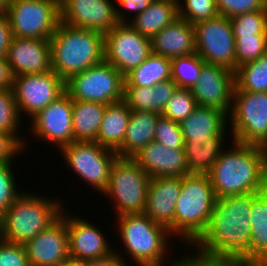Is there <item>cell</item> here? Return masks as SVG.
I'll use <instances>...</instances> for the list:
<instances>
[{"mask_svg": "<svg viewBox=\"0 0 267 266\" xmlns=\"http://www.w3.org/2000/svg\"><path fill=\"white\" fill-rule=\"evenodd\" d=\"M258 194L216 200L207 229L187 250L196 249L186 253L188 266H250L249 220Z\"/></svg>", "mask_w": 267, "mask_h": 266, "instance_id": "6da1fadb", "label": "cell"}, {"mask_svg": "<svg viewBox=\"0 0 267 266\" xmlns=\"http://www.w3.org/2000/svg\"><path fill=\"white\" fill-rule=\"evenodd\" d=\"M232 142L208 173L217 199L267 189V158L261 146Z\"/></svg>", "mask_w": 267, "mask_h": 266, "instance_id": "7a4b0ae2", "label": "cell"}, {"mask_svg": "<svg viewBox=\"0 0 267 266\" xmlns=\"http://www.w3.org/2000/svg\"><path fill=\"white\" fill-rule=\"evenodd\" d=\"M118 237L126 255L137 266H188L186 255L167 262L173 238L169 229L150 219L145 213L124 214L115 217ZM166 259V260H165ZM167 263L166 265L164 263ZM170 262V265L168 264Z\"/></svg>", "mask_w": 267, "mask_h": 266, "instance_id": "3957f363", "label": "cell"}, {"mask_svg": "<svg viewBox=\"0 0 267 266\" xmlns=\"http://www.w3.org/2000/svg\"><path fill=\"white\" fill-rule=\"evenodd\" d=\"M51 68L65 82L105 60L104 34L59 22L49 38Z\"/></svg>", "mask_w": 267, "mask_h": 266, "instance_id": "277c9868", "label": "cell"}, {"mask_svg": "<svg viewBox=\"0 0 267 266\" xmlns=\"http://www.w3.org/2000/svg\"><path fill=\"white\" fill-rule=\"evenodd\" d=\"M48 197L23 191L0 217V238L25 245L53 224L65 206L57 197Z\"/></svg>", "mask_w": 267, "mask_h": 266, "instance_id": "5b68a950", "label": "cell"}, {"mask_svg": "<svg viewBox=\"0 0 267 266\" xmlns=\"http://www.w3.org/2000/svg\"><path fill=\"white\" fill-rule=\"evenodd\" d=\"M216 200L208 174L184 175L176 203L174 238L190 248L207 229Z\"/></svg>", "mask_w": 267, "mask_h": 266, "instance_id": "8992f818", "label": "cell"}, {"mask_svg": "<svg viewBox=\"0 0 267 266\" xmlns=\"http://www.w3.org/2000/svg\"><path fill=\"white\" fill-rule=\"evenodd\" d=\"M150 179L133 158H116L110 169L109 183L102 193L110 197L114 217L144 213Z\"/></svg>", "mask_w": 267, "mask_h": 266, "instance_id": "52a82bcc", "label": "cell"}, {"mask_svg": "<svg viewBox=\"0 0 267 266\" xmlns=\"http://www.w3.org/2000/svg\"><path fill=\"white\" fill-rule=\"evenodd\" d=\"M228 118L229 144L262 146L267 141V92L233 91Z\"/></svg>", "mask_w": 267, "mask_h": 266, "instance_id": "ba28073f", "label": "cell"}, {"mask_svg": "<svg viewBox=\"0 0 267 266\" xmlns=\"http://www.w3.org/2000/svg\"><path fill=\"white\" fill-rule=\"evenodd\" d=\"M125 77L110 63L103 61L73 75L65 82L72 100L113 104L123 100Z\"/></svg>", "mask_w": 267, "mask_h": 266, "instance_id": "9c48e42d", "label": "cell"}, {"mask_svg": "<svg viewBox=\"0 0 267 266\" xmlns=\"http://www.w3.org/2000/svg\"><path fill=\"white\" fill-rule=\"evenodd\" d=\"M58 152L63 155L68 169L70 167L101 196L109 183L111 166L118 157L116 151L97 142H72Z\"/></svg>", "mask_w": 267, "mask_h": 266, "instance_id": "30bf717a", "label": "cell"}, {"mask_svg": "<svg viewBox=\"0 0 267 266\" xmlns=\"http://www.w3.org/2000/svg\"><path fill=\"white\" fill-rule=\"evenodd\" d=\"M6 14L13 37L49 39L60 22L59 0H12Z\"/></svg>", "mask_w": 267, "mask_h": 266, "instance_id": "8fae6325", "label": "cell"}, {"mask_svg": "<svg viewBox=\"0 0 267 266\" xmlns=\"http://www.w3.org/2000/svg\"><path fill=\"white\" fill-rule=\"evenodd\" d=\"M196 53L206 63L236 71L235 38L230 18L217 15L193 25Z\"/></svg>", "mask_w": 267, "mask_h": 266, "instance_id": "7c38bea8", "label": "cell"}, {"mask_svg": "<svg viewBox=\"0 0 267 266\" xmlns=\"http://www.w3.org/2000/svg\"><path fill=\"white\" fill-rule=\"evenodd\" d=\"M105 61L124 77L152 53L151 38L141 35L129 23H119L104 34Z\"/></svg>", "mask_w": 267, "mask_h": 266, "instance_id": "4fadbf2b", "label": "cell"}, {"mask_svg": "<svg viewBox=\"0 0 267 266\" xmlns=\"http://www.w3.org/2000/svg\"><path fill=\"white\" fill-rule=\"evenodd\" d=\"M20 116L30 119L65 91V81L53 70L41 74L15 76L12 84Z\"/></svg>", "mask_w": 267, "mask_h": 266, "instance_id": "5bb4252c", "label": "cell"}, {"mask_svg": "<svg viewBox=\"0 0 267 266\" xmlns=\"http://www.w3.org/2000/svg\"><path fill=\"white\" fill-rule=\"evenodd\" d=\"M72 106L73 100L65 91L55 101L51 102L46 108L39 111L32 117L29 125V134L35 136V140L47 141L57 149L63 148L74 142L72 126Z\"/></svg>", "mask_w": 267, "mask_h": 266, "instance_id": "9a60e30c", "label": "cell"}, {"mask_svg": "<svg viewBox=\"0 0 267 266\" xmlns=\"http://www.w3.org/2000/svg\"><path fill=\"white\" fill-rule=\"evenodd\" d=\"M60 21L72 27L109 32L119 24L113 0H59Z\"/></svg>", "mask_w": 267, "mask_h": 266, "instance_id": "2e32d148", "label": "cell"}, {"mask_svg": "<svg viewBox=\"0 0 267 266\" xmlns=\"http://www.w3.org/2000/svg\"><path fill=\"white\" fill-rule=\"evenodd\" d=\"M235 87V72L217 64L204 63L197 82L190 88L197 106L229 114Z\"/></svg>", "mask_w": 267, "mask_h": 266, "instance_id": "e0dca14e", "label": "cell"}, {"mask_svg": "<svg viewBox=\"0 0 267 266\" xmlns=\"http://www.w3.org/2000/svg\"><path fill=\"white\" fill-rule=\"evenodd\" d=\"M70 259L87 261L102 259L114 253V245L99 228L82 216L66 212ZM113 246V247H112Z\"/></svg>", "mask_w": 267, "mask_h": 266, "instance_id": "ac0fdd59", "label": "cell"}, {"mask_svg": "<svg viewBox=\"0 0 267 266\" xmlns=\"http://www.w3.org/2000/svg\"><path fill=\"white\" fill-rule=\"evenodd\" d=\"M24 246L29 266H60L69 260L66 212Z\"/></svg>", "mask_w": 267, "mask_h": 266, "instance_id": "d6986e66", "label": "cell"}, {"mask_svg": "<svg viewBox=\"0 0 267 266\" xmlns=\"http://www.w3.org/2000/svg\"><path fill=\"white\" fill-rule=\"evenodd\" d=\"M6 58L14 77L52 70L49 39L12 37Z\"/></svg>", "mask_w": 267, "mask_h": 266, "instance_id": "ffe728a7", "label": "cell"}, {"mask_svg": "<svg viewBox=\"0 0 267 266\" xmlns=\"http://www.w3.org/2000/svg\"><path fill=\"white\" fill-rule=\"evenodd\" d=\"M182 177L151 178L144 213L169 229L174 237L176 203L181 193Z\"/></svg>", "mask_w": 267, "mask_h": 266, "instance_id": "44dd1931", "label": "cell"}, {"mask_svg": "<svg viewBox=\"0 0 267 266\" xmlns=\"http://www.w3.org/2000/svg\"><path fill=\"white\" fill-rule=\"evenodd\" d=\"M133 159L150 178L189 174L184 149H168L156 141L146 145Z\"/></svg>", "mask_w": 267, "mask_h": 266, "instance_id": "7402d4cb", "label": "cell"}, {"mask_svg": "<svg viewBox=\"0 0 267 266\" xmlns=\"http://www.w3.org/2000/svg\"><path fill=\"white\" fill-rule=\"evenodd\" d=\"M152 52L170 60L196 53L193 24L176 18L151 38Z\"/></svg>", "mask_w": 267, "mask_h": 266, "instance_id": "603a6c76", "label": "cell"}, {"mask_svg": "<svg viewBox=\"0 0 267 266\" xmlns=\"http://www.w3.org/2000/svg\"><path fill=\"white\" fill-rule=\"evenodd\" d=\"M228 114L225 111L197 106L194 111L183 121L180 128L182 130L184 142L202 145L208 139L217 134L229 135ZM228 129V130H227Z\"/></svg>", "mask_w": 267, "mask_h": 266, "instance_id": "cb8c5ba5", "label": "cell"}, {"mask_svg": "<svg viewBox=\"0 0 267 266\" xmlns=\"http://www.w3.org/2000/svg\"><path fill=\"white\" fill-rule=\"evenodd\" d=\"M160 113L131 110L122 145L116 150L118 157L133 158L146 145L154 141L155 126Z\"/></svg>", "mask_w": 267, "mask_h": 266, "instance_id": "d4e9b609", "label": "cell"}, {"mask_svg": "<svg viewBox=\"0 0 267 266\" xmlns=\"http://www.w3.org/2000/svg\"><path fill=\"white\" fill-rule=\"evenodd\" d=\"M177 88V84L172 79L160 82L153 87L124 86L122 101L130 110L161 114Z\"/></svg>", "mask_w": 267, "mask_h": 266, "instance_id": "484cf974", "label": "cell"}, {"mask_svg": "<svg viewBox=\"0 0 267 266\" xmlns=\"http://www.w3.org/2000/svg\"><path fill=\"white\" fill-rule=\"evenodd\" d=\"M250 266H267V189L252 202Z\"/></svg>", "mask_w": 267, "mask_h": 266, "instance_id": "4316f807", "label": "cell"}, {"mask_svg": "<svg viewBox=\"0 0 267 266\" xmlns=\"http://www.w3.org/2000/svg\"><path fill=\"white\" fill-rule=\"evenodd\" d=\"M178 18L177 0H153L148 8L133 18L129 24L141 35L152 38Z\"/></svg>", "mask_w": 267, "mask_h": 266, "instance_id": "83f0119b", "label": "cell"}, {"mask_svg": "<svg viewBox=\"0 0 267 266\" xmlns=\"http://www.w3.org/2000/svg\"><path fill=\"white\" fill-rule=\"evenodd\" d=\"M106 104L73 100L74 142H96Z\"/></svg>", "mask_w": 267, "mask_h": 266, "instance_id": "f1b7e54d", "label": "cell"}, {"mask_svg": "<svg viewBox=\"0 0 267 266\" xmlns=\"http://www.w3.org/2000/svg\"><path fill=\"white\" fill-rule=\"evenodd\" d=\"M131 110L123 102L106 106L96 142L116 151L123 142L129 124Z\"/></svg>", "mask_w": 267, "mask_h": 266, "instance_id": "f546056e", "label": "cell"}, {"mask_svg": "<svg viewBox=\"0 0 267 266\" xmlns=\"http://www.w3.org/2000/svg\"><path fill=\"white\" fill-rule=\"evenodd\" d=\"M230 139L227 134H217L202 145L184 142V153L189 174H208L225 147V139Z\"/></svg>", "mask_w": 267, "mask_h": 266, "instance_id": "4dcf8cb0", "label": "cell"}, {"mask_svg": "<svg viewBox=\"0 0 267 266\" xmlns=\"http://www.w3.org/2000/svg\"><path fill=\"white\" fill-rule=\"evenodd\" d=\"M171 79V60L151 53L137 68L125 76L124 86L153 87Z\"/></svg>", "mask_w": 267, "mask_h": 266, "instance_id": "1f68e13d", "label": "cell"}, {"mask_svg": "<svg viewBox=\"0 0 267 266\" xmlns=\"http://www.w3.org/2000/svg\"><path fill=\"white\" fill-rule=\"evenodd\" d=\"M234 91L267 92V52L236 69Z\"/></svg>", "mask_w": 267, "mask_h": 266, "instance_id": "d6a6232c", "label": "cell"}, {"mask_svg": "<svg viewBox=\"0 0 267 266\" xmlns=\"http://www.w3.org/2000/svg\"><path fill=\"white\" fill-rule=\"evenodd\" d=\"M22 121L12 89H0V132L12 134L25 150L29 148V142L19 135L21 131L24 132L21 127Z\"/></svg>", "mask_w": 267, "mask_h": 266, "instance_id": "836d02e7", "label": "cell"}, {"mask_svg": "<svg viewBox=\"0 0 267 266\" xmlns=\"http://www.w3.org/2000/svg\"><path fill=\"white\" fill-rule=\"evenodd\" d=\"M204 63L197 53L174 58L171 60V79L178 88H191L199 79Z\"/></svg>", "mask_w": 267, "mask_h": 266, "instance_id": "e575fe53", "label": "cell"}, {"mask_svg": "<svg viewBox=\"0 0 267 266\" xmlns=\"http://www.w3.org/2000/svg\"><path fill=\"white\" fill-rule=\"evenodd\" d=\"M234 38L267 35V10H257L230 18Z\"/></svg>", "mask_w": 267, "mask_h": 266, "instance_id": "d590c367", "label": "cell"}, {"mask_svg": "<svg viewBox=\"0 0 267 266\" xmlns=\"http://www.w3.org/2000/svg\"><path fill=\"white\" fill-rule=\"evenodd\" d=\"M267 52V35H248L235 38L236 69L256 61Z\"/></svg>", "mask_w": 267, "mask_h": 266, "instance_id": "8d00e7d4", "label": "cell"}, {"mask_svg": "<svg viewBox=\"0 0 267 266\" xmlns=\"http://www.w3.org/2000/svg\"><path fill=\"white\" fill-rule=\"evenodd\" d=\"M197 107L196 100L190 88H177L166 103L161 115L174 122L180 123Z\"/></svg>", "mask_w": 267, "mask_h": 266, "instance_id": "74e56055", "label": "cell"}, {"mask_svg": "<svg viewBox=\"0 0 267 266\" xmlns=\"http://www.w3.org/2000/svg\"><path fill=\"white\" fill-rule=\"evenodd\" d=\"M178 17L191 24L206 21L218 15L216 0H177Z\"/></svg>", "mask_w": 267, "mask_h": 266, "instance_id": "f35d334b", "label": "cell"}, {"mask_svg": "<svg viewBox=\"0 0 267 266\" xmlns=\"http://www.w3.org/2000/svg\"><path fill=\"white\" fill-rule=\"evenodd\" d=\"M13 163V164H12ZM14 162L0 163V217L8 210L15 199L24 191L18 190ZM19 191V192H18Z\"/></svg>", "mask_w": 267, "mask_h": 266, "instance_id": "ab89813d", "label": "cell"}, {"mask_svg": "<svg viewBox=\"0 0 267 266\" xmlns=\"http://www.w3.org/2000/svg\"><path fill=\"white\" fill-rule=\"evenodd\" d=\"M154 141L168 149H184V139L180 124L161 115L155 126Z\"/></svg>", "mask_w": 267, "mask_h": 266, "instance_id": "60d3db41", "label": "cell"}, {"mask_svg": "<svg viewBox=\"0 0 267 266\" xmlns=\"http://www.w3.org/2000/svg\"><path fill=\"white\" fill-rule=\"evenodd\" d=\"M219 15L233 18L257 10H267V0H216Z\"/></svg>", "mask_w": 267, "mask_h": 266, "instance_id": "b9f144b4", "label": "cell"}, {"mask_svg": "<svg viewBox=\"0 0 267 266\" xmlns=\"http://www.w3.org/2000/svg\"><path fill=\"white\" fill-rule=\"evenodd\" d=\"M0 266H29L25 246L0 238Z\"/></svg>", "mask_w": 267, "mask_h": 266, "instance_id": "7bdbcfd3", "label": "cell"}, {"mask_svg": "<svg viewBox=\"0 0 267 266\" xmlns=\"http://www.w3.org/2000/svg\"><path fill=\"white\" fill-rule=\"evenodd\" d=\"M153 0H114L115 4H116V10H117V19L119 21V23H129L131 21V19L135 18L137 15H139L141 12L145 11L149 4L152 2ZM123 7V8H121ZM132 12L131 13V18H129L128 13L126 12ZM133 14V15H132ZM127 15V16H126ZM127 17V18H126ZM130 19V20H128Z\"/></svg>", "mask_w": 267, "mask_h": 266, "instance_id": "ee69618b", "label": "cell"}, {"mask_svg": "<svg viewBox=\"0 0 267 266\" xmlns=\"http://www.w3.org/2000/svg\"><path fill=\"white\" fill-rule=\"evenodd\" d=\"M24 146L10 133L0 132V163L13 162Z\"/></svg>", "mask_w": 267, "mask_h": 266, "instance_id": "f6af8a7d", "label": "cell"}, {"mask_svg": "<svg viewBox=\"0 0 267 266\" xmlns=\"http://www.w3.org/2000/svg\"><path fill=\"white\" fill-rule=\"evenodd\" d=\"M118 251V252H117ZM119 249L116 250L114 248V253L109 255L108 257L102 258V259H94V260H87L85 261V266H130V261L129 264L126 262L127 259H125L124 251L123 253ZM124 255V257H122Z\"/></svg>", "mask_w": 267, "mask_h": 266, "instance_id": "bcb514c9", "label": "cell"}, {"mask_svg": "<svg viewBox=\"0 0 267 266\" xmlns=\"http://www.w3.org/2000/svg\"><path fill=\"white\" fill-rule=\"evenodd\" d=\"M12 37L9 18L6 12H0V57H6Z\"/></svg>", "mask_w": 267, "mask_h": 266, "instance_id": "7dc6e473", "label": "cell"}, {"mask_svg": "<svg viewBox=\"0 0 267 266\" xmlns=\"http://www.w3.org/2000/svg\"><path fill=\"white\" fill-rule=\"evenodd\" d=\"M14 76L6 57H0V89H12Z\"/></svg>", "mask_w": 267, "mask_h": 266, "instance_id": "c3c4849f", "label": "cell"}, {"mask_svg": "<svg viewBox=\"0 0 267 266\" xmlns=\"http://www.w3.org/2000/svg\"><path fill=\"white\" fill-rule=\"evenodd\" d=\"M60 266H85V261H77L73 259H69L62 263Z\"/></svg>", "mask_w": 267, "mask_h": 266, "instance_id": "681fc988", "label": "cell"}, {"mask_svg": "<svg viewBox=\"0 0 267 266\" xmlns=\"http://www.w3.org/2000/svg\"><path fill=\"white\" fill-rule=\"evenodd\" d=\"M12 0H0V12H6Z\"/></svg>", "mask_w": 267, "mask_h": 266, "instance_id": "f907efd6", "label": "cell"}, {"mask_svg": "<svg viewBox=\"0 0 267 266\" xmlns=\"http://www.w3.org/2000/svg\"><path fill=\"white\" fill-rule=\"evenodd\" d=\"M261 149L264 151V154L266 155L267 158V141L261 146Z\"/></svg>", "mask_w": 267, "mask_h": 266, "instance_id": "816d5d0a", "label": "cell"}]
</instances>
